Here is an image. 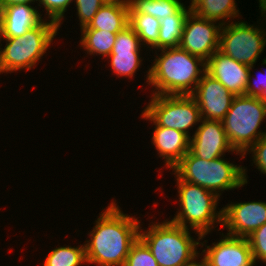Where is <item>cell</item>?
I'll list each match as a JSON object with an SVG mask.
<instances>
[{
    "mask_svg": "<svg viewBox=\"0 0 266 266\" xmlns=\"http://www.w3.org/2000/svg\"><path fill=\"white\" fill-rule=\"evenodd\" d=\"M95 220L89 239L85 240L87 264L96 266H123L131 246L139 238L141 220L124 213L116 200Z\"/></svg>",
    "mask_w": 266,
    "mask_h": 266,
    "instance_id": "6da1fadb",
    "label": "cell"
},
{
    "mask_svg": "<svg viewBox=\"0 0 266 266\" xmlns=\"http://www.w3.org/2000/svg\"><path fill=\"white\" fill-rule=\"evenodd\" d=\"M154 52V62L144 75L153 88L151 95H191L206 72V62L179 47Z\"/></svg>",
    "mask_w": 266,
    "mask_h": 266,
    "instance_id": "7a4b0ae2",
    "label": "cell"
},
{
    "mask_svg": "<svg viewBox=\"0 0 266 266\" xmlns=\"http://www.w3.org/2000/svg\"><path fill=\"white\" fill-rule=\"evenodd\" d=\"M139 229V238L151 250L159 266H183L200 254L201 235L165 219ZM198 238H194L191 232Z\"/></svg>",
    "mask_w": 266,
    "mask_h": 266,
    "instance_id": "3957f363",
    "label": "cell"
},
{
    "mask_svg": "<svg viewBox=\"0 0 266 266\" xmlns=\"http://www.w3.org/2000/svg\"><path fill=\"white\" fill-rule=\"evenodd\" d=\"M225 159L222 156L208 161L196 157L189 150L173 167L172 175L212 191L221 198L225 190L239 189L248 183L247 167Z\"/></svg>",
    "mask_w": 266,
    "mask_h": 266,
    "instance_id": "277c9868",
    "label": "cell"
},
{
    "mask_svg": "<svg viewBox=\"0 0 266 266\" xmlns=\"http://www.w3.org/2000/svg\"><path fill=\"white\" fill-rule=\"evenodd\" d=\"M59 30L56 23L43 19L23 36L0 38V75L35 68L53 45ZM2 41L6 43L5 46H2Z\"/></svg>",
    "mask_w": 266,
    "mask_h": 266,
    "instance_id": "5b68a950",
    "label": "cell"
},
{
    "mask_svg": "<svg viewBox=\"0 0 266 266\" xmlns=\"http://www.w3.org/2000/svg\"><path fill=\"white\" fill-rule=\"evenodd\" d=\"M174 177L180 209L177 208V213L170 221L206 236L217 228L215 225L222 227V208L217 207L220 198L199 185Z\"/></svg>",
    "mask_w": 266,
    "mask_h": 266,
    "instance_id": "8992f818",
    "label": "cell"
},
{
    "mask_svg": "<svg viewBox=\"0 0 266 266\" xmlns=\"http://www.w3.org/2000/svg\"><path fill=\"white\" fill-rule=\"evenodd\" d=\"M266 119V102L258 97L238 95L222 120L223 128L232 148L244 154L266 129L260 130Z\"/></svg>",
    "mask_w": 266,
    "mask_h": 266,
    "instance_id": "52a82bcc",
    "label": "cell"
},
{
    "mask_svg": "<svg viewBox=\"0 0 266 266\" xmlns=\"http://www.w3.org/2000/svg\"><path fill=\"white\" fill-rule=\"evenodd\" d=\"M143 111L158 125L183 132L189 138L191 129L201 122V113L191 95H150Z\"/></svg>",
    "mask_w": 266,
    "mask_h": 266,
    "instance_id": "ba28073f",
    "label": "cell"
},
{
    "mask_svg": "<svg viewBox=\"0 0 266 266\" xmlns=\"http://www.w3.org/2000/svg\"><path fill=\"white\" fill-rule=\"evenodd\" d=\"M259 21L261 19L258 25L242 20L222 25L219 51L237 62L256 65L266 46V28H262L264 24L261 26Z\"/></svg>",
    "mask_w": 266,
    "mask_h": 266,
    "instance_id": "9c48e42d",
    "label": "cell"
},
{
    "mask_svg": "<svg viewBox=\"0 0 266 266\" xmlns=\"http://www.w3.org/2000/svg\"><path fill=\"white\" fill-rule=\"evenodd\" d=\"M222 25L190 12L185 20L179 48L207 61L217 50Z\"/></svg>",
    "mask_w": 266,
    "mask_h": 266,
    "instance_id": "30bf717a",
    "label": "cell"
},
{
    "mask_svg": "<svg viewBox=\"0 0 266 266\" xmlns=\"http://www.w3.org/2000/svg\"><path fill=\"white\" fill-rule=\"evenodd\" d=\"M205 237V235H201L199 249L202 248L200 254L205 258L208 266L256 265L247 238L234 237L222 233L220 240L208 246V240L202 241ZM203 246L205 249H203Z\"/></svg>",
    "mask_w": 266,
    "mask_h": 266,
    "instance_id": "8fae6325",
    "label": "cell"
},
{
    "mask_svg": "<svg viewBox=\"0 0 266 266\" xmlns=\"http://www.w3.org/2000/svg\"><path fill=\"white\" fill-rule=\"evenodd\" d=\"M265 223V201H231L222 207V228H226L227 235L247 238Z\"/></svg>",
    "mask_w": 266,
    "mask_h": 266,
    "instance_id": "7c38bea8",
    "label": "cell"
},
{
    "mask_svg": "<svg viewBox=\"0 0 266 266\" xmlns=\"http://www.w3.org/2000/svg\"><path fill=\"white\" fill-rule=\"evenodd\" d=\"M189 150L196 157L208 161L225 156L227 152L236 153L241 160H244V155L235 151L230 145L222 121L201 119L190 137Z\"/></svg>",
    "mask_w": 266,
    "mask_h": 266,
    "instance_id": "4fadbf2b",
    "label": "cell"
},
{
    "mask_svg": "<svg viewBox=\"0 0 266 266\" xmlns=\"http://www.w3.org/2000/svg\"><path fill=\"white\" fill-rule=\"evenodd\" d=\"M191 96L196 100L201 118L222 121L235 95L206 72L202 75Z\"/></svg>",
    "mask_w": 266,
    "mask_h": 266,
    "instance_id": "5bb4252c",
    "label": "cell"
},
{
    "mask_svg": "<svg viewBox=\"0 0 266 266\" xmlns=\"http://www.w3.org/2000/svg\"><path fill=\"white\" fill-rule=\"evenodd\" d=\"M142 47L138 35L129 25L117 33L111 54L107 57L116 77H123V79L125 77L129 80L136 76L135 74L143 65L144 57H141L140 52Z\"/></svg>",
    "mask_w": 266,
    "mask_h": 266,
    "instance_id": "9a60e30c",
    "label": "cell"
},
{
    "mask_svg": "<svg viewBox=\"0 0 266 266\" xmlns=\"http://www.w3.org/2000/svg\"><path fill=\"white\" fill-rule=\"evenodd\" d=\"M206 73L218 80L235 96L246 95L250 66L237 62L217 50L206 61Z\"/></svg>",
    "mask_w": 266,
    "mask_h": 266,
    "instance_id": "2e32d148",
    "label": "cell"
},
{
    "mask_svg": "<svg viewBox=\"0 0 266 266\" xmlns=\"http://www.w3.org/2000/svg\"><path fill=\"white\" fill-rule=\"evenodd\" d=\"M140 117L155 126L151 144L158 152V157L164 160L166 169L172 170L189 151L190 138L181 131L158 126L143 110Z\"/></svg>",
    "mask_w": 266,
    "mask_h": 266,
    "instance_id": "e0dca14e",
    "label": "cell"
},
{
    "mask_svg": "<svg viewBox=\"0 0 266 266\" xmlns=\"http://www.w3.org/2000/svg\"><path fill=\"white\" fill-rule=\"evenodd\" d=\"M37 8L30 4L4 6L0 38L20 37L29 29L37 26L43 20V14L41 15Z\"/></svg>",
    "mask_w": 266,
    "mask_h": 266,
    "instance_id": "ac0fdd59",
    "label": "cell"
},
{
    "mask_svg": "<svg viewBox=\"0 0 266 266\" xmlns=\"http://www.w3.org/2000/svg\"><path fill=\"white\" fill-rule=\"evenodd\" d=\"M129 25V4L106 2L93 17L88 26L81 29H97L118 33Z\"/></svg>",
    "mask_w": 266,
    "mask_h": 266,
    "instance_id": "d6986e66",
    "label": "cell"
},
{
    "mask_svg": "<svg viewBox=\"0 0 266 266\" xmlns=\"http://www.w3.org/2000/svg\"><path fill=\"white\" fill-rule=\"evenodd\" d=\"M189 3L193 14L221 25L228 24L241 15L235 0H190Z\"/></svg>",
    "mask_w": 266,
    "mask_h": 266,
    "instance_id": "ffe728a7",
    "label": "cell"
},
{
    "mask_svg": "<svg viewBox=\"0 0 266 266\" xmlns=\"http://www.w3.org/2000/svg\"><path fill=\"white\" fill-rule=\"evenodd\" d=\"M190 12V4L187 7L183 5L174 15L160 20L158 50L179 47L184 23Z\"/></svg>",
    "mask_w": 266,
    "mask_h": 266,
    "instance_id": "44dd1931",
    "label": "cell"
},
{
    "mask_svg": "<svg viewBox=\"0 0 266 266\" xmlns=\"http://www.w3.org/2000/svg\"><path fill=\"white\" fill-rule=\"evenodd\" d=\"M81 39L79 42L81 49L91 55H100L107 58L112 51L117 33L101 31L97 29H80Z\"/></svg>",
    "mask_w": 266,
    "mask_h": 266,
    "instance_id": "7402d4cb",
    "label": "cell"
},
{
    "mask_svg": "<svg viewBox=\"0 0 266 266\" xmlns=\"http://www.w3.org/2000/svg\"><path fill=\"white\" fill-rule=\"evenodd\" d=\"M129 26L138 35L142 46L147 47L146 50H158L160 20L147 14H129Z\"/></svg>",
    "mask_w": 266,
    "mask_h": 266,
    "instance_id": "603a6c76",
    "label": "cell"
},
{
    "mask_svg": "<svg viewBox=\"0 0 266 266\" xmlns=\"http://www.w3.org/2000/svg\"><path fill=\"white\" fill-rule=\"evenodd\" d=\"M183 5L181 0H130L129 14H147L161 20L174 15Z\"/></svg>",
    "mask_w": 266,
    "mask_h": 266,
    "instance_id": "cb8c5ba5",
    "label": "cell"
},
{
    "mask_svg": "<svg viewBox=\"0 0 266 266\" xmlns=\"http://www.w3.org/2000/svg\"><path fill=\"white\" fill-rule=\"evenodd\" d=\"M86 265L85 244L79 246H58L46 255L42 266H82Z\"/></svg>",
    "mask_w": 266,
    "mask_h": 266,
    "instance_id": "d4e9b609",
    "label": "cell"
},
{
    "mask_svg": "<svg viewBox=\"0 0 266 266\" xmlns=\"http://www.w3.org/2000/svg\"><path fill=\"white\" fill-rule=\"evenodd\" d=\"M123 266H159L151 250L138 238L131 246Z\"/></svg>",
    "mask_w": 266,
    "mask_h": 266,
    "instance_id": "484cf974",
    "label": "cell"
},
{
    "mask_svg": "<svg viewBox=\"0 0 266 266\" xmlns=\"http://www.w3.org/2000/svg\"><path fill=\"white\" fill-rule=\"evenodd\" d=\"M74 0H38L39 8L43 7L45 10V19L51 20L61 27L64 22L65 12L68 11L67 8L72 4ZM43 5V6H42Z\"/></svg>",
    "mask_w": 266,
    "mask_h": 266,
    "instance_id": "4316f807",
    "label": "cell"
},
{
    "mask_svg": "<svg viewBox=\"0 0 266 266\" xmlns=\"http://www.w3.org/2000/svg\"><path fill=\"white\" fill-rule=\"evenodd\" d=\"M106 2V0H74L80 29L89 25L100 7Z\"/></svg>",
    "mask_w": 266,
    "mask_h": 266,
    "instance_id": "83f0119b",
    "label": "cell"
},
{
    "mask_svg": "<svg viewBox=\"0 0 266 266\" xmlns=\"http://www.w3.org/2000/svg\"><path fill=\"white\" fill-rule=\"evenodd\" d=\"M253 254L254 261H261L266 265V223L256 229L249 237H247Z\"/></svg>",
    "mask_w": 266,
    "mask_h": 266,
    "instance_id": "f1b7e54d",
    "label": "cell"
},
{
    "mask_svg": "<svg viewBox=\"0 0 266 266\" xmlns=\"http://www.w3.org/2000/svg\"><path fill=\"white\" fill-rule=\"evenodd\" d=\"M251 154L252 164L266 175V134L260 137L243 155Z\"/></svg>",
    "mask_w": 266,
    "mask_h": 266,
    "instance_id": "f546056e",
    "label": "cell"
},
{
    "mask_svg": "<svg viewBox=\"0 0 266 266\" xmlns=\"http://www.w3.org/2000/svg\"><path fill=\"white\" fill-rule=\"evenodd\" d=\"M254 68V65L250 66V73L248 75V83L246 87V95L258 97L262 101L266 102V76H262L264 75L263 72H259V74L257 73L258 75H253L252 69ZM254 76L255 78H253Z\"/></svg>",
    "mask_w": 266,
    "mask_h": 266,
    "instance_id": "4dcf8cb0",
    "label": "cell"
},
{
    "mask_svg": "<svg viewBox=\"0 0 266 266\" xmlns=\"http://www.w3.org/2000/svg\"><path fill=\"white\" fill-rule=\"evenodd\" d=\"M4 6L15 5V4H38V0H1Z\"/></svg>",
    "mask_w": 266,
    "mask_h": 266,
    "instance_id": "1f68e13d",
    "label": "cell"
},
{
    "mask_svg": "<svg viewBox=\"0 0 266 266\" xmlns=\"http://www.w3.org/2000/svg\"><path fill=\"white\" fill-rule=\"evenodd\" d=\"M199 257H200L201 260H197V259H199ZM183 266H208V264H207V261L205 260V258L202 257L201 254H199L191 262H189V263H187V264H185Z\"/></svg>",
    "mask_w": 266,
    "mask_h": 266,
    "instance_id": "d6a6232c",
    "label": "cell"
},
{
    "mask_svg": "<svg viewBox=\"0 0 266 266\" xmlns=\"http://www.w3.org/2000/svg\"><path fill=\"white\" fill-rule=\"evenodd\" d=\"M259 3V10H260V15L261 17L263 18V20H265V23H266V0H259L258 1Z\"/></svg>",
    "mask_w": 266,
    "mask_h": 266,
    "instance_id": "836d02e7",
    "label": "cell"
},
{
    "mask_svg": "<svg viewBox=\"0 0 266 266\" xmlns=\"http://www.w3.org/2000/svg\"><path fill=\"white\" fill-rule=\"evenodd\" d=\"M3 12H4V5L2 1L0 0V36H1L2 25H3Z\"/></svg>",
    "mask_w": 266,
    "mask_h": 266,
    "instance_id": "e575fe53",
    "label": "cell"
},
{
    "mask_svg": "<svg viewBox=\"0 0 266 266\" xmlns=\"http://www.w3.org/2000/svg\"><path fill=\"white\" fill-rule=\"evenodd\" d=\"M108 2H120V3H125L129 4L130 0H106Z\"/></svg>",
    "mask_w": 266,
    "mask_h": 266,
    "instance_id": "d590c367",
    "label": "cell"
}]
</instances>
